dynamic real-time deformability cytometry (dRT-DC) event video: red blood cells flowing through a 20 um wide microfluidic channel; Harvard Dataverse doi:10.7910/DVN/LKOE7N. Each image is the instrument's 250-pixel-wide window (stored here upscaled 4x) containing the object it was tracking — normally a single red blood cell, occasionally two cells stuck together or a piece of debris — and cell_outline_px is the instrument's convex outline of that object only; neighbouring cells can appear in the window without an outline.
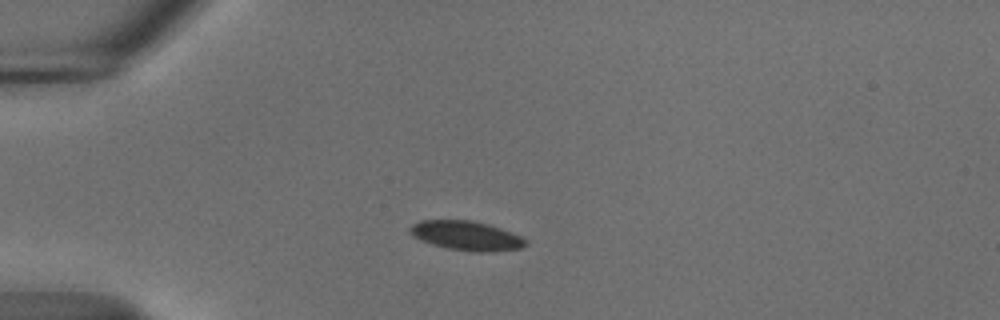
{"species": "common noctule bat (a hibernating species)", "species_latin": "Nyctalus noctula", "temperature_condition": "cold", "stored_images_in_passage": 41, "camera_frame_rate_fps": 3000, "um_per_image_px": 0.085, "animal": {"sex": "male", "body_mass_g": 18.8}, "frame": {"image": 1, "passage_image": 1, "time_ms": 0.0, "image_size_px": [1000, 320], "cell_outline_px": [[528, 244], [520, 248], [488, 252], [476, 252], [448, 248], [432, 244], [420, 240], [412, 236], [408, 232], [408, 228], [412, 224], [420, 220], [472, 220], [488, 224], [512, 232], [528, 240]], "centroid_in_image_um": [39.62, 20.02], "position_along_channel_um": 45.4, "area_um2": 19.88}}
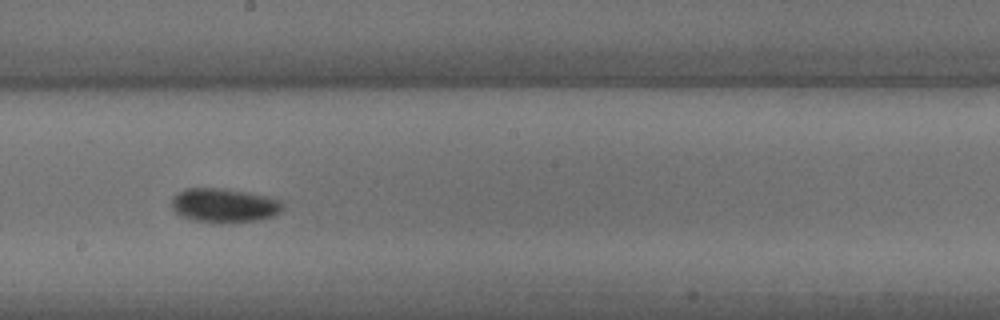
{"frame": {"image": 2, "passage_image": 18, "time_ms": 5.667, "image_size_px": [1000, 320], "cell_outline_px": [[284, 208], [280, 212], [272, 216], [260, 220], [220, 224], [212, 224], [192, 220], [180, 216], [172, 208], [172, 196], [188, 188], [224, 188], [248, 192], [268, 196], [280, 200], [284, 204]], "centroid_in_image_um": [19.07, 17.48], "position_along_channel_um": 229.1, "area_um2": 22.6}}
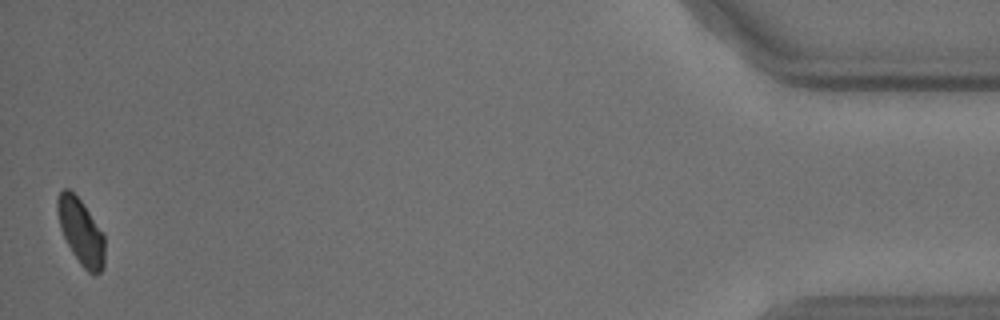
{"frame": {"image": 3, "passage_image": 41, "time_ms": 13.333, "image_size_px": [1000, 320], "cell_outline_px": [[104, 268], [100, 272], [88, 272], [80, 264], [72, 252], [60, 228], [56, 208], [56, 200], [60, 192], [64, 188], [68, 188], [80, 200], [104, 236]], "centroid_in_image_um": [6.85, 19.69], "position_along_channel_um": 428.3, "area_um2": 17.69}, "authors_computed_cell_mechanics": {"area_um2": 19.8832, "velocity_mm_per_s": 3.6731, "shape_relaxation_time_tau1_ms": 2.3435, "shape_relaxation_time_tau2_ms": null, "deformation_change_tau1": 0.0566, "deformation_change_tau2": null}}